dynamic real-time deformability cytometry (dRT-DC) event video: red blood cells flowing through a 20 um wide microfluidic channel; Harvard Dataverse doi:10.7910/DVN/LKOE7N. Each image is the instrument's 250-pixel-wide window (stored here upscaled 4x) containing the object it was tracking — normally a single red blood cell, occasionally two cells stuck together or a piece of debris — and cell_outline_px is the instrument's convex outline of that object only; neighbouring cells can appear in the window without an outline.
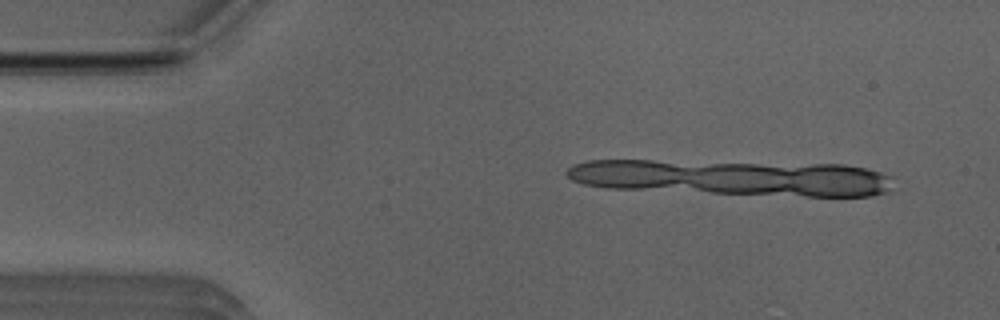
{"species": "Egyptian fruit bat (a non-hibernating species)", "species_latin": "Rousettus aegyptiacus", "temperature_condition": "room temperature", "stored_images_in_passage": 6, "segment_of_instrument_passage": [1, 2], "camera_frame_rate_fps": 3000, "um_per_image_px": 0.085, "animal": {"sex": "male"}, "frame": {"image": 1, "passage_image": 3, "time_ms": 0.667, "image_size_px": [1000, 320], "cell_outline_px": [[876, 192], [860, 196], [820, 196], [804, 192], [808, 168], [856, 168], [872, 172]], "centroid_in_image_um": [71.35, 15.48], "position_along_channel_um": 13.7, "area_um2": 13.12}}